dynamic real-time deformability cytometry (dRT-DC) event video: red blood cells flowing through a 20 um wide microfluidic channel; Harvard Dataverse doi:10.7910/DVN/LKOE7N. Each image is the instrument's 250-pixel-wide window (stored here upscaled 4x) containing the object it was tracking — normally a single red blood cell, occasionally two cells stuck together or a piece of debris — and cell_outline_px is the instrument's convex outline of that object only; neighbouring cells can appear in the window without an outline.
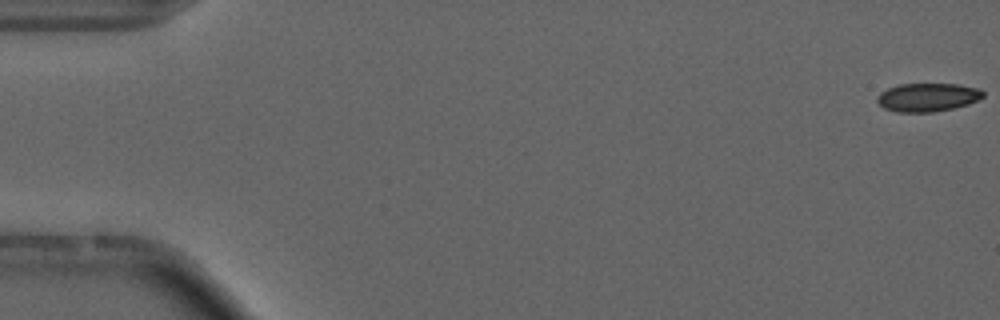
{"species": "common noctule bat (a hibernating species)", "species_latin": "Nyctalus noctula", "temperature_condition": "cold", "stored_images_in_passage": 55, "camera_frame_rate_fps": 3000, "um_per_image_px": 0.085, "animal": {"sex": "male", "forearm_length_mm": 52.5}, "frame": {"image": 1, "passage_image": 1, "time_ms": 0.0, "image_size_px": [1000, 320], "cell_outline_px": [[984, 96], [968, 104], [952, 108], [932, 112], [896, 112], [884, 108], [876, 100], [876, 96], [880, 92], [888, 88], [900, 84], [960, 84], [980, 88], [984, 92]], "centroid_in_image_um": [78.84, 8.26], "position_along_channel_um": 6.2, "area_um2": 17.57}}
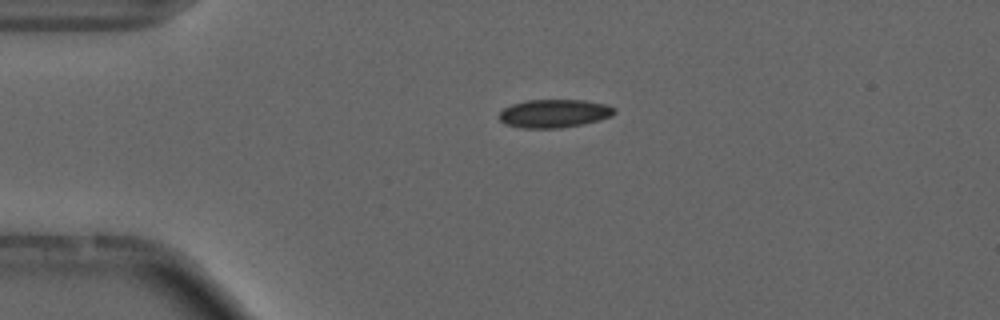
{"frame": {"image": 2, "passage_image": 13, "time_ms": 4.0, "image_size_px": [1000, 320], "cell_outline_px": [[616, 112], [612, 116], [600, 120], [560, 128], [524, 128], [504, 124], [496, 116], [504, 108], [512, 104], [524, 100], [584, 100], [604, 104], [616, 108]], "centroid_in_image_um": [47.08, 9.64], "position_along_channel_um": 37.9, "area_um2": 19.07}}
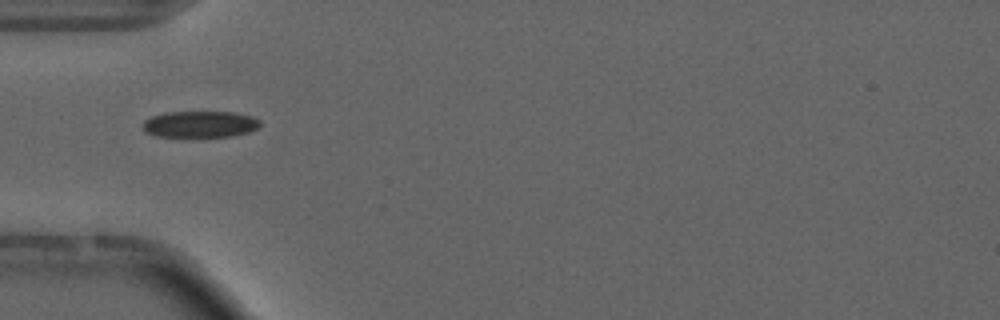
{"frame": {"image": 3, "passage_image": 18, "time_ms": 5.667, "image_size_px": [1000, 320], "cell_outline_px": [[260, 124], [256, 128], [248, 132], [232, 136], [156, 136], [148, 132], [144, 128], [144, 120], [152, 116], [164, 112], [232, 112], [252, 116], [260, 120]], "centroid_in_image_um": [17.02, 10.54], "position_along_channel_um": 68.0, "area_um2": 17.8}, "authors_computed_cell_mechanics": {"area_um2": 18.0336, "velocity_mm_per_s": 3.7146, "shape_relaxation_time_tau1_ms": null, "shape_relaxation_time_tau2_ms": 4.1985, "deformation_change_tau1": null, "deformation_change_tau2": 0.0914}}